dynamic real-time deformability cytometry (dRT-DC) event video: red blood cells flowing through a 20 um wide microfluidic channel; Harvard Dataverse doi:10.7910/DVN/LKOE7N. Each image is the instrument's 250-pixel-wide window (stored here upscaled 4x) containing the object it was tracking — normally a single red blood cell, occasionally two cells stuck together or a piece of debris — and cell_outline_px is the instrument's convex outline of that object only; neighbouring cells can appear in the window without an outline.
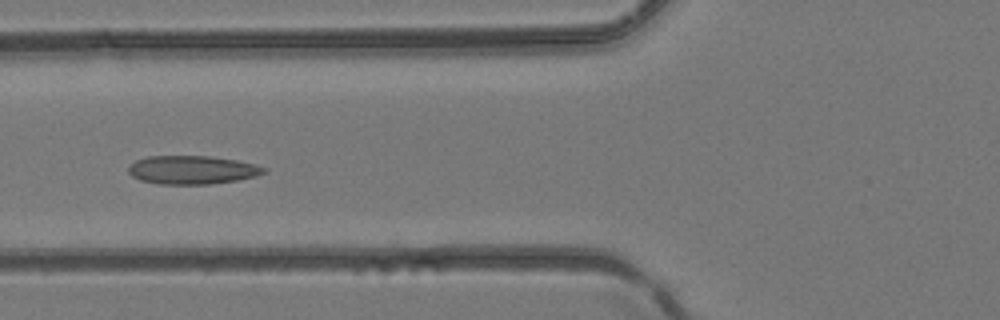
{"species": "common noctule bat (a hibernating species)", "species_latin": "Nyctalus noctula", "temperature_condition": "room temperature", "stored_images_in_passage": 3, "camera_frame_rate_fps": 3000, "um_per_image_px": 0.085, "animal": {"sex": "female", "body_mass_g": 24.6, "forearm_length_mm": 56.2}, "frame": {"image": 1, "passage_image": 3, "time_ms": 0.667, "image_size_px": [1000, 320], "cell_outline_px": [[268, 172], [256, 176], [240, 180], [212, 184], [160, 184], [140, 180], [132, 176], [128, 172], [128, 168], [136, 160], [148, 156], [208, 156], [236, 160], [256, 164], [268, 168]], "centroid_in_image_um": [16.39, 14.44], "position_along_channel_um": 109.4, "area_um2": 22.66}}